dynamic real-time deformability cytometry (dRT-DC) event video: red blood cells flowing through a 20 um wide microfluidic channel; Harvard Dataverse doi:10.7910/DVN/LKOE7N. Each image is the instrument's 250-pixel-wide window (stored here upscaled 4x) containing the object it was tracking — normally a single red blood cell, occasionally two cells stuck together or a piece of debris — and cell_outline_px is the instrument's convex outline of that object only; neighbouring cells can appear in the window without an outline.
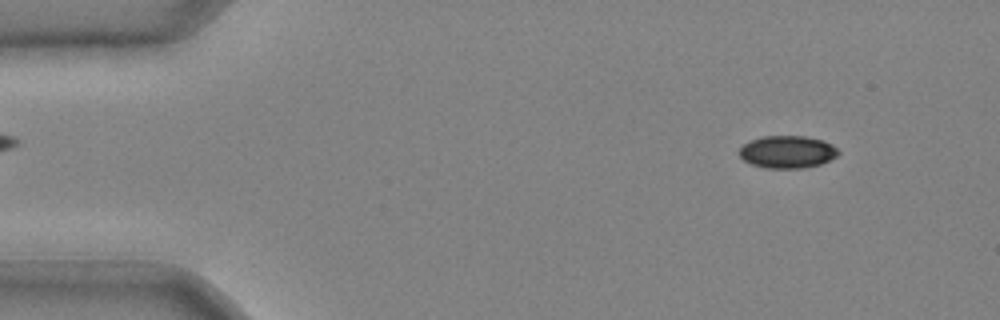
{"species": "common noctule bat (a hibernating species)", "species_latin": "Nyctalus noctula", "temperature_condition": "cold", "stored_images_in_passage": 42, "camera_frame_rate_fps": 3000, "um_per_image_px": 0.085, "animal": {"sex": "male", "body_mass_g": 20.4}, "frame": {"image": 1, "passage_image": 4, "time_ms": 1.0, "image_size_px": [1000, 320], "cell_outline_px": [[840, 152], [836, 156], [820, 164], [804, 168], [764, 168], [752, 164], [744, 160], [740, 156], [740, 148], [744, 144], [760, 136], [804, 136], [824, 140], [832, 144]], "centroid_in_image_um": [66.93, 12.91], "position_along_channel_um": 18.1, "area_um2": 18.67}}
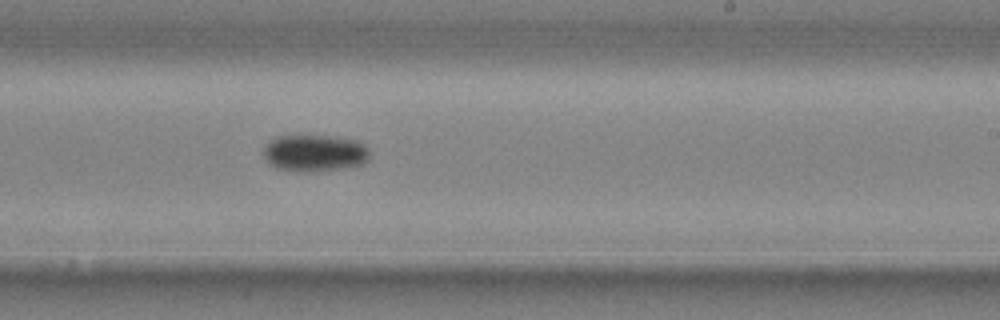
{"frame": {"image": 2, "passage_image": 26, "time_ms": 8.333, "image_size_px": [1000, 320], "cell_outline_px": [[368, 160], [364, 164], [336, 168], [304, 172], [296, 172], [276, 168], [264, 156], [264, 148], [276, 136], [328, 136], [356, 140], [368, 144]], "centroid_in_image_um": [26.77, 13.0], "position_along_channel_um": 262.2, "area_um2": 22.48}}
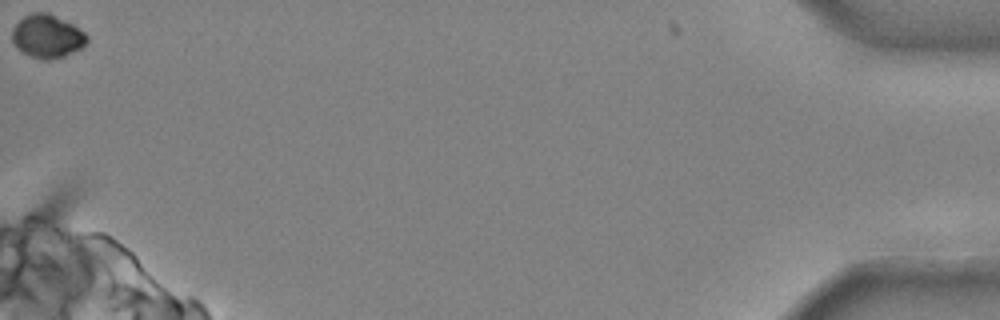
{"frame": {"image": 3, "passage_image": 42, "time_ms": 13.667, "image_size_px": [1000, 320], "cell_outline_px": [[88, 40], [80, 48], [64, 56], [48, 60], [44, 60], [32, 56], [24, 52], [12, 40], [12, 28], [24, 16], [32, 12], [48, 12], [72, 24], [84, 32], [88, 36]], "centroid_in_image_um": [4.02, 3.06], "position_along_channel_um": 431.2, "area_um2": 18.5}}